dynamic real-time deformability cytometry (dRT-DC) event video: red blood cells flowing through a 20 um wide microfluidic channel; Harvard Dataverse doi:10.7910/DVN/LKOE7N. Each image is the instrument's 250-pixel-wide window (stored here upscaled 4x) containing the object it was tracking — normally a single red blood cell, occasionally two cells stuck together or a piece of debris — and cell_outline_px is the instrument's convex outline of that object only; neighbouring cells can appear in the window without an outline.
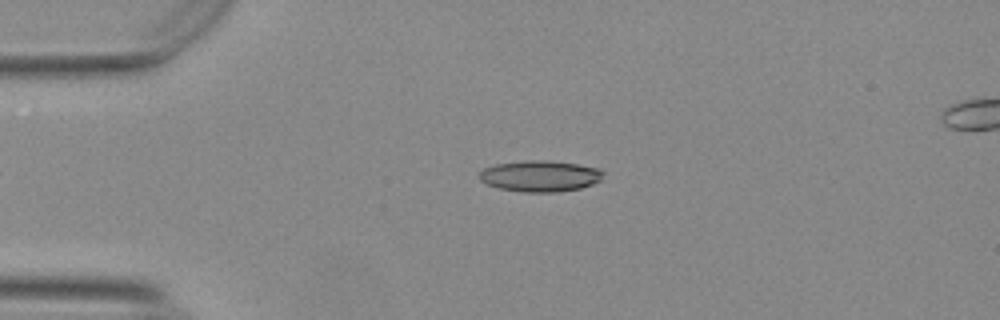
{"species": "Egyptian fruit bat (a non-hibernating species)", "species_latin": "Rousettus aegyptiacus", "temperature_condition": "warm", "stored_images_in_passage": 37, "camera_frame_rate_fps": 3000, "um_per_image_px": 0.085, "animal": {"sex": "female"}, "frame": {"image": 1, "passage_image": 7, "time_ms": 2.0, "image_size_px": [1000, 320], "cell_outline_px": [[604, 172], [600, 180], [592, 184], [580, 188], [556, 192], [524, 192], [500, 188], [488, 184], [480, 180], [480, 172], [484, 168], [496, 164], [524, 160], [548, 160], [576, 164], [600, 168]], "centroid_in_image_um": [45.92, 14.95], "position_along_channel_um": 39.1, "area_um2": 22.37}}
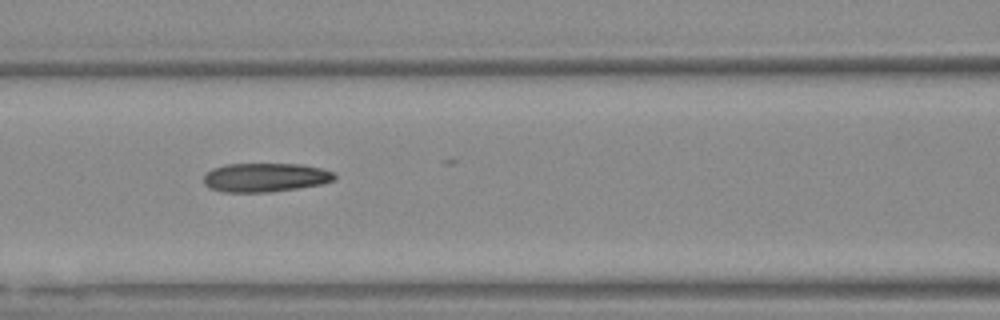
{"frame": {"image": 2, "passage_image": 18, "time_ms": 5.667, "image_size_px": [1000, 320], "cell_outline_px": [[336, 180], [320, 184], [296, 188], [268, 192], [224, 192], [208, 188], [204, 184], [204, 176], [212, 168], [224, 164], [300, 164], [324, 168], [332, 172], [336, 176]], "centroid_in_image_um": [22.54, 15.08], "position_along_channel_um": 144.1, "area_um2": 22.08}}
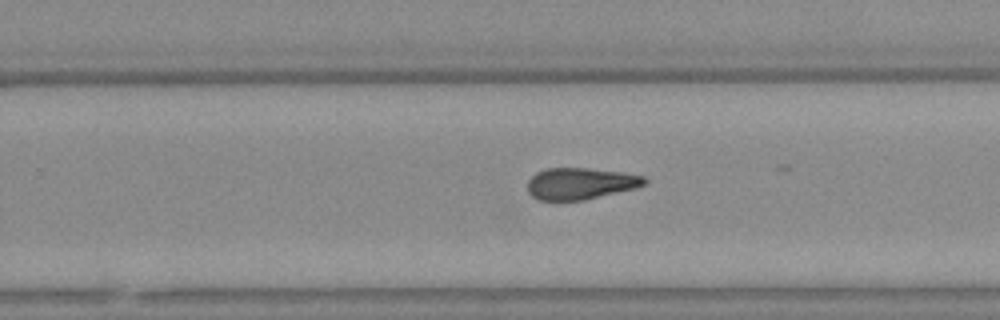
{"frame": {"image": 3, "passage_image": 29, "time_ms": 9.333, "image_size_px": [1000, 320], "cell_outline_px": [[648, 180], [644, 184], [636, 188], [584, 200], [540, 200], [532, 196], [528, 192], [528, 180], [536, 172], [544, 168], [588, 168], [624, 172], [644, 176]], "centroid_in_image_um": [49.34, 15.59], "position_along_channel_um": 280.5, "area_um2": 21.62}, "authors_computed_cell_mechanics": {"area_um2": 22.0796, "velocity_mm_per_s": 3.7415, "shape_relaxation_time_tau1_ms": null, "shape_relaxation_time_tau2_ms": 3.7605, "deformation_change_tau1": null, "deformation_change_tau2": 0.1342}}